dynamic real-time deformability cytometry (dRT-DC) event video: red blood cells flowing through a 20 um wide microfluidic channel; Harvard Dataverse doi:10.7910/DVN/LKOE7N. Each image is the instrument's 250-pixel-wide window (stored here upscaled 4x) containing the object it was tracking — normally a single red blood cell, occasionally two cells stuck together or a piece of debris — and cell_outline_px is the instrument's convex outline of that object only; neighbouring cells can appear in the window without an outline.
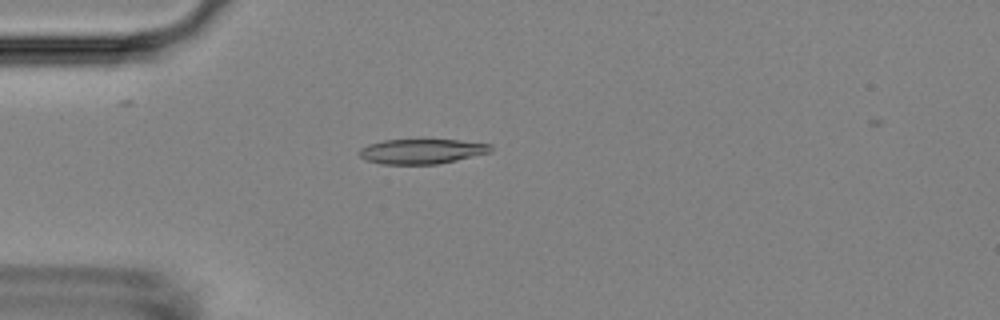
{"species": "Egyptian fruit bat (a non-hibernating species)", "species_latin": "Rousettus aegyptiacus", "temperature_condition": "room temperature", "stored_images_in_passage": 55, "camera_frame_rate_fps": 3000, "um_per_image_px": 0.085, "animal": {"sex": "female"}, "frame": {"image": 1, "passage_image": 15, "time_ms": 4.667, "image_size_px": [1000, 320], "cell_outline_px": [[492, 152], [456, 160], [436, 164], [380, 164], [364, 160], [360, 156], [360, 148], [368, 144], [384, 140], [460, 140], [492, 144]], "centroid_in_image_um": [35.85, 12.86], "position_along_channel_um": 49.1, "area_um2": 19.07}}
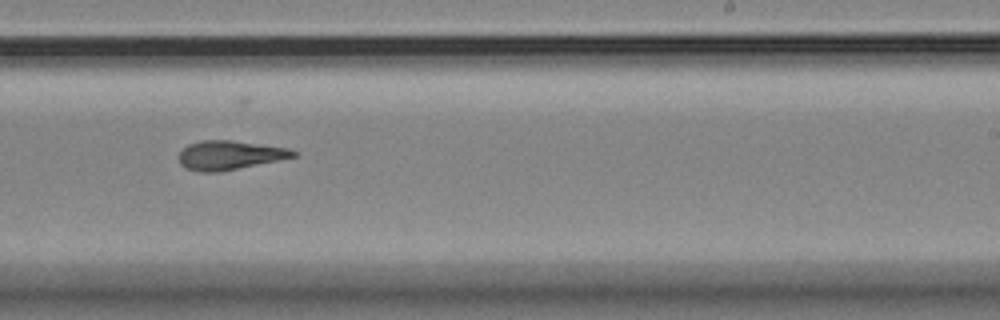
{"frame": {"image": 2, "passage_image": 34, "time_ms": 11.0, "image_size_px": [1000, 320], "cell_outline_px": [[296, 156], [220, 172], [196, 172], [184, 168], [180, 164], [180, 152], [188, 144], [200, 140], [232, 140], [288, 148], [296, 152]], "centroid_in_image_um": [19.46, 13.19], "position_along_channel_um": 269.5, "area_um2": 19.25}}
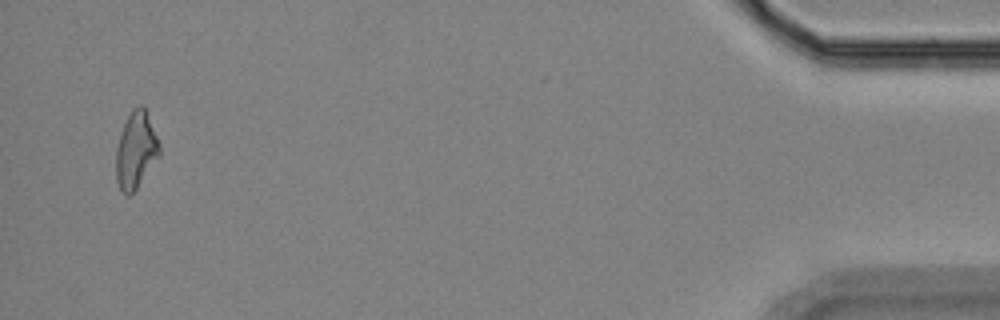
{"frame": {"image": 3, "passage_image": 53, "time_ms": 17.333, "image_size_px": [1000, 320], "cell_outline_px": [[160, 156], [136, 188], [128, 196], [124, 196], [120, 192], [116, 180], [116, 148], [120, 132], [132, 108], [140, 104], [144, 104], [160, 144]], "centroid_in_image_um": [11.54, 12.76], "position_along_channel_um": 423.7, "area_um2": 19.65}, "authors_computed_cell_mechanics": {"area_um2": 19.363, "velocity_mm_per_s": 3.67, "shape_relaxation_time_tau1_ms": null, "shape_relaxation_time_tau2_ms": 2.9263, "deformation_change_tau1": null, "deformation_change_tau2": 0.1155}}